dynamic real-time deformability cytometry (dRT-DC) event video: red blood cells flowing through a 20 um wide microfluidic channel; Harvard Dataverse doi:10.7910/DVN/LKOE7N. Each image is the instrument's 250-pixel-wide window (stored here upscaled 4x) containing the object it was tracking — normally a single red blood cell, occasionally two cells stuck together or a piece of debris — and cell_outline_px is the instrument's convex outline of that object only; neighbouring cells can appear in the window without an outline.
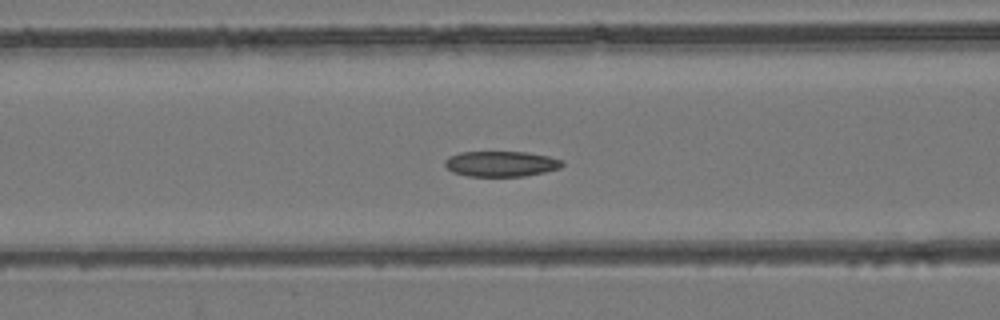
{"species": "common noctule bat (a hibernating species)", "species_latin": "Nyctalus noctula", "temperature_condition": "room temperature", "stored_images_in_passage": 55, "camera_frame_rate_fps": 3000, "um_per_image_px": 0.085, "animal": {"sex": "female", "body_mass_g": 24.6, "forearm_length_mm": 56.2}, "frame": {"image": 1, "passage_image": 22, "time_ms": 7.0, "image_size_px": [1000, 320], "cell_outline_px": [[564, 164], [560, 168], [544, 172], [524, 176], [468, 176], [452, 172], [444, 164], [444, 160], [448, 156], [460, 152], [528, 152], [548, 156], [564, 160]], "centroid_in_image_um": [42.59, 13.92], "position_along_channel_um": 124.0, "area_um2": 17.51}}
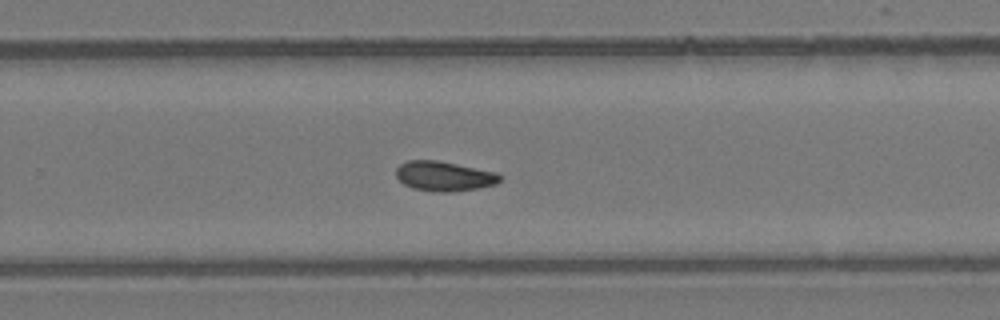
{"frame": {"image": 2, "passage_image": 35, "time_ms": 11.333, "image_size_px": [1000, 320], "cell_outline_px": [[504, 176], [496, 184], [480, 188], [452, 192], [436, 192], [412, 188], [404, 184], [396, 176], [396, 168], [400, 164], [408, 160], [436, 160], [496, 172]], "centroid_in_image_um": [37.76, 14.98], "position_along_channel_um": 292.0, "area_um2": 18.09}}
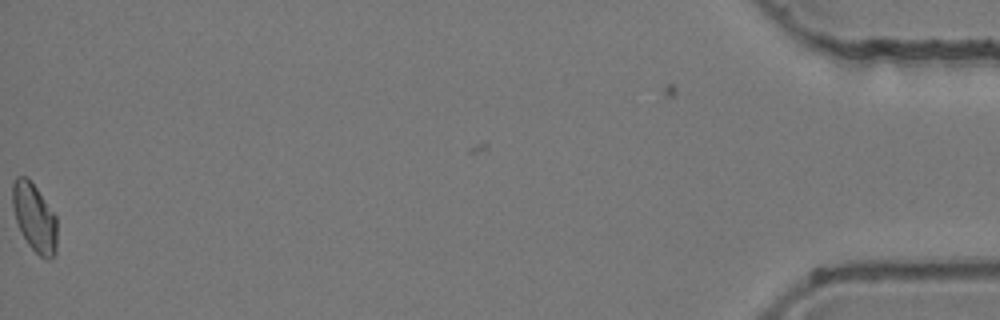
{"frame": {"image": 3, "passage_image": 54, "time_ms": 17.667, "image_size_px": [1000, 320], "cell_outline_px": [[56, 252], [48, 260], [44, 260], [28, 244], [16, 220], [12, 208], [12, 184], [16, 176], [28, 176], [56, 216]], "centroid_in_image_um": [2.92, 18.47], "position_along_channel_um": 432.3, "area_um2": 17.63}, "authors_computed_cell_mechanics": {"area_um2": 17.8024, "velocity_mm_per_s": 3.8847, "shape_relaxation_time_tau1_ms": null, "shape_relaxation_time_tau2_ms": 4.4031, "deformation_change_tau1": null, "deformation_change_tau2": 0.0838}}